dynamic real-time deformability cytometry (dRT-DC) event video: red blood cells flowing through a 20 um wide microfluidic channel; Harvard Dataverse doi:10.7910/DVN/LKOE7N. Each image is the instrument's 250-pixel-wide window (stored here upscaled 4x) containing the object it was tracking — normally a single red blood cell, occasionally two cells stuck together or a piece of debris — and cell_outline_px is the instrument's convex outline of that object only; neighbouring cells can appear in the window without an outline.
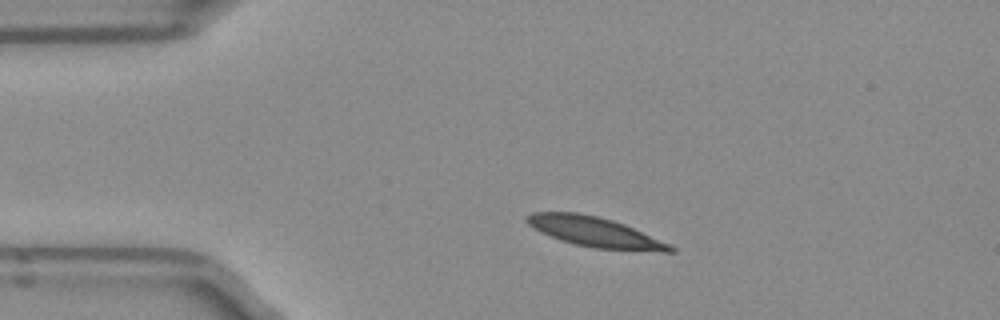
{"species": "Egyptian fruit bat (a non-hibernating species)", "species_latin": "Rousettus aegyptiacus", "temperature_condition": "room temperature", "stored_images_in_passage": 2, "camera_frame_rate_fps": 3000, "um_per_image_px": 0.085, "frame": {"image": 1, "passage_image": 1, "time_ms": 0.0, "image_size_px": [1000, 320], "cell_outline_px": [[676, 252], [660, 252], [596, 248], [576, 244], [560, 240], [540, 232], [528, 224], [524, 220], [524, 216], [532, 212], [576, 212], [596, 216], [612, 220], [624, 224], [668, 244], [676, 248]], "centroid_in_image_um": [50.52, 19.71], "position_along_channel_um": 34.5, "area_um2": 24.8}}